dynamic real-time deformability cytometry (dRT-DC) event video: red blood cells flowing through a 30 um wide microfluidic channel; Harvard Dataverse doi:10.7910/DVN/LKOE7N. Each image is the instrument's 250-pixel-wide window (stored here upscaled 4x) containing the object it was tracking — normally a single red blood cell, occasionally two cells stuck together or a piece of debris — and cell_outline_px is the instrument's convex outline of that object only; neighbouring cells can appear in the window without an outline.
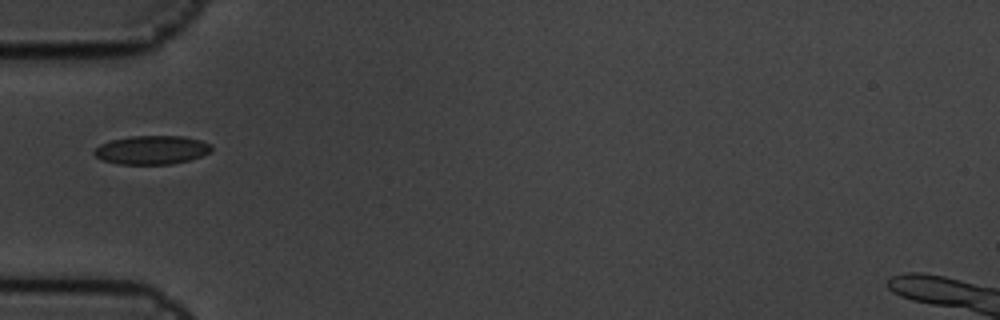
{"species": "common noctule bat (a hibernating species)", "species_latin": "Nyctalus noctula", "temperature_condition": "cold", "stored_images_in_passage": 10, "camera_frame_rate_fps": 3000, "um_per_image_px": 0.085, "animal": {"sex": "male", "body_mass_g": 19.5, "forearm_length_mm": 54.6}, "frame": {"image": 1, "passage_image": 5, "time_ms": 1.333, "image_size_px": [1000, 320], "cell_outline_px": [[212, 152], [188, 160], [172, 164], [120, 164], [100, 160], [92, 152], [100, 144], [112, 140], [132, 136], [184, 136], [200, 140], [212, 144]], "centroid_in_image_um": [12.91, 12.74], "position_along_channel_um": 72.1, "area_um2": 19.65}}
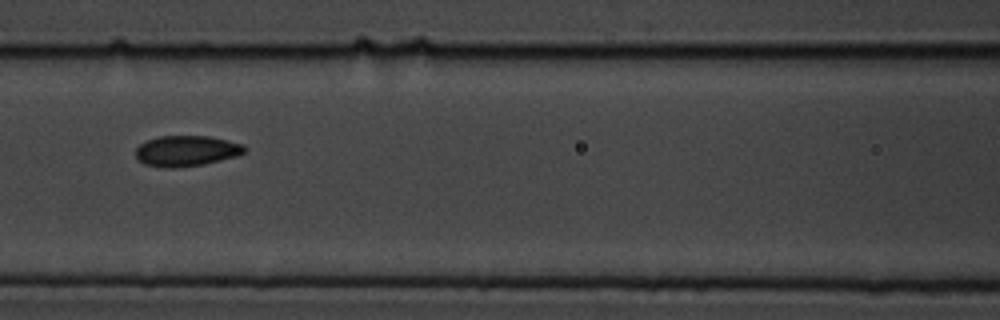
{"frame": {"image": 2, "passage_image": 7, "time_ms": 2.0, "image_size_px": [1000, 320], "cell_outline_px": [[248, 148], [244, 152], [236, 156], [220, 160], [200, 164], [176, 168], [164, 168], [144, 164], [136, 160], [136, 148], [140, 144], [148, 140], [160, 136], [208, 136], [244, 144]], "centroid_in_image_um": [15.82, 12.83], "position_along_channel_um": 150.8, "area_um2": 19.42}}
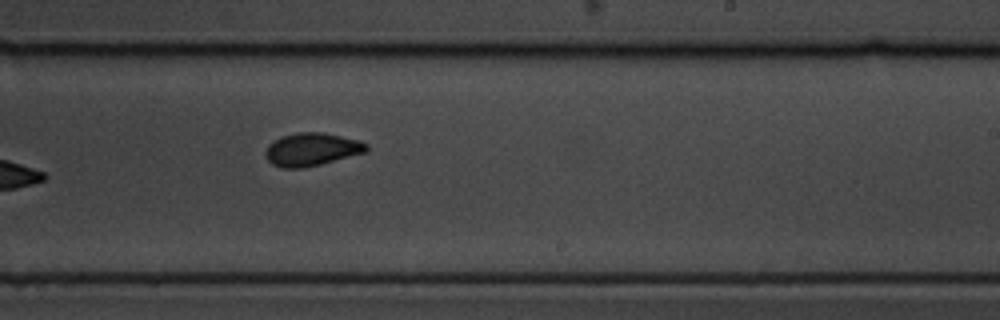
{"frame": {"image": 3, "passage_image": 10, "time_ms": 3.0, "image_size_px": [1000, 320], "cell_outline_px": [[368, 152], [304, 168], [280, 168], [272, 164], [264, 156], [264, 152], [268, 144], [272, 140], [280, 136], [300, 132], [324, 132], [360, 140], [368, 144]], "centroid_in_image_um": [26.48, 12.69], "position_along_channel_um": 262.5, "area_um2": 19.77}}